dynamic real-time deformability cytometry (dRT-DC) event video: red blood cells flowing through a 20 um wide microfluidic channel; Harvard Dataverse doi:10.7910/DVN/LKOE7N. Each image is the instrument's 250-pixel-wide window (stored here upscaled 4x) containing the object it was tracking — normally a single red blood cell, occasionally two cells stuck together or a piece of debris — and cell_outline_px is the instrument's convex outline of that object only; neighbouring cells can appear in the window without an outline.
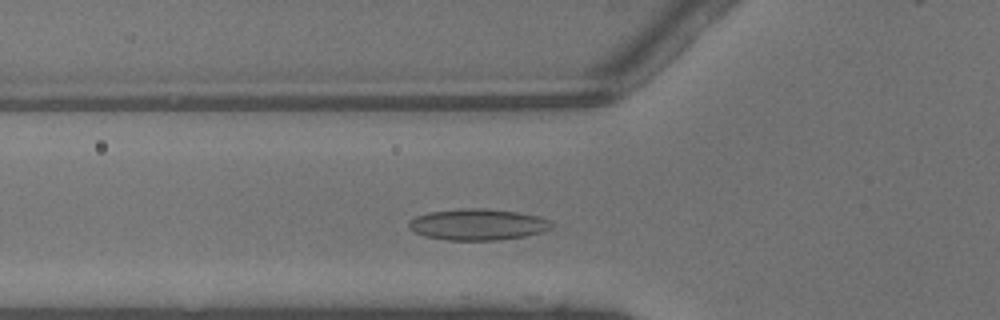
{"species": "common noctule bat (a hibernating species)", "species_latin": "Nyctalus noctula", "temperature_condition": "warm", "stored_images_in_passage": 29, "camera_frame_rate_fps": 3000, "um_per_image_px": 0.085, "animal": {"sex": "male", "body_mass_g": 13.3}, "frame": {"image": 1, "passage_image": 7, "time_ms": 2.0, "image_size_px": [1000, 320], "cell_outline_px": [[552, 228], [540, 232], [524, 236], [500, 240], [444, 240], [424, 236], [408, 228], [408, 220], [416, 216], [428, 212], [460, 208], [484, 208], [516, 212], [540, 216], [548, 220], [552, 224]], "centroid_in_image_um": [40.57, 19.08], "position_along_channel_um": 85.2, "area_um2": 26.13}}
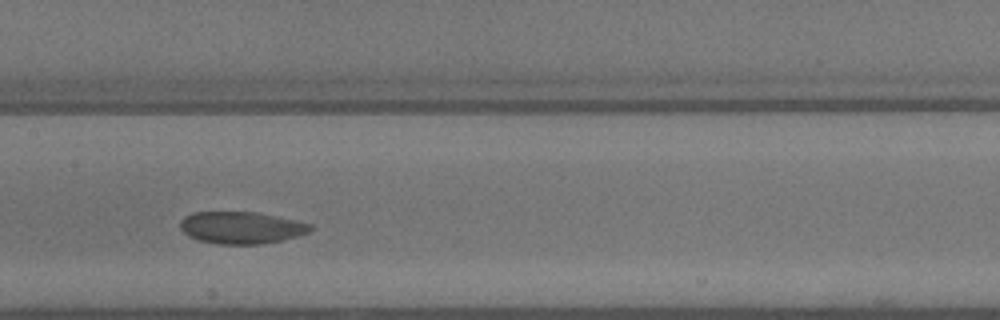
{"frame": {"image": 2, "passage_image": 14, "time_ms": 4.333, "image_size_px": [1000, 320], "cell_outline_px": [[316, 228], [308, 232], [296, 236], [264, 244], [216, 244], [200, 240], [188, 236], [180, 228], [180, 220], [184, 216], [192, 212], [256, 212], [312, 224]], "centroid_in_image_um": [20.49, 19.35], "position_along_channel_um": 186.9, "area_um2": 24.28}}
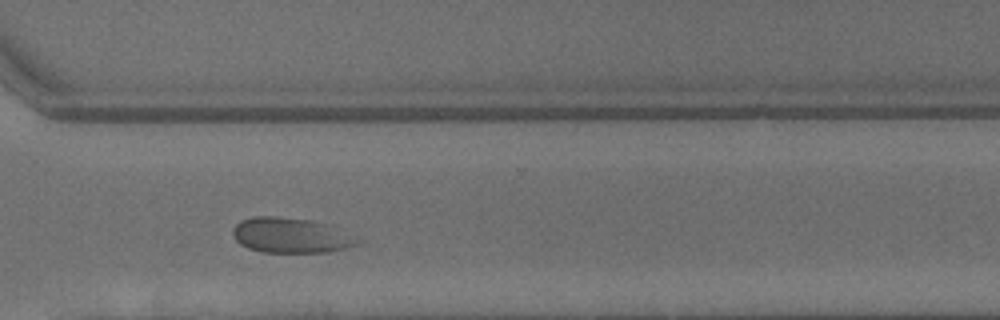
{"frame": {"image": 3, "passage_image": 25, "time_ms": 8.0, "image_size_px": [1000, 320], "cell_outline_px": [[356, 244], [344, 248], [328, 252], [264, 252], [248, 248], [240, 244], [236, 240], [232, 232], [232, 228], [240, 220], [252, 216], [276, 216], [312, 220], [332, 224]], "centroid_in_image_um": [24.57, 19.98], "position_along_channel_um": 346.0, "area_um2": 25.03}}